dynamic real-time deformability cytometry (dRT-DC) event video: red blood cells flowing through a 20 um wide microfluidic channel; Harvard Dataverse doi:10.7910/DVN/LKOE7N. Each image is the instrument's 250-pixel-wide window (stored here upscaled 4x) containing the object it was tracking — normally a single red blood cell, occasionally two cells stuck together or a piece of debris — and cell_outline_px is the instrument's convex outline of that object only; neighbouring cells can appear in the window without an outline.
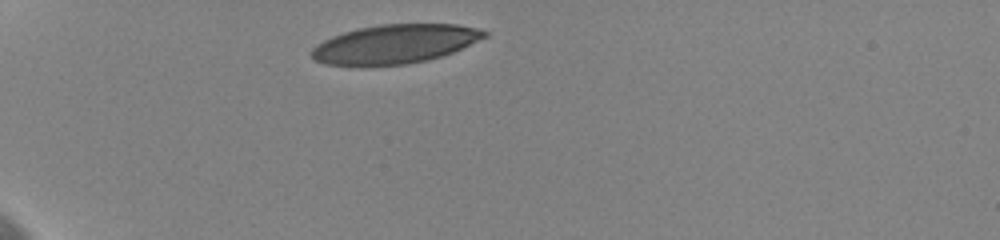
{"species": "human", "species_latin": "Homo sapiens", "temperature_condition": "cold", "stored_images_in_passage": 3, "camera_frame_rate_fps": 3000, "um_per_image_px": 0.085, "donor": {"sex": "female"}, "frame": {"image": 1, "passage_image": 1, "time_ms": 0.0, "image_size_px": [1000, 240], "cell_outline_px": [[488, 36], [452, 52], [428, 60], [404, 64], [360, 68], [324, 64], [316, 60], [312, 56], [312, 48], [316, 44], [332, 36], [344, 32], [360, 28], [380, 24], [456, 24], [476, 28], [488, 32]], "centroid_in_image_um": [33.51, 3.77], "position_along_channel_um": 51.5, "area_um2": 39.65}}